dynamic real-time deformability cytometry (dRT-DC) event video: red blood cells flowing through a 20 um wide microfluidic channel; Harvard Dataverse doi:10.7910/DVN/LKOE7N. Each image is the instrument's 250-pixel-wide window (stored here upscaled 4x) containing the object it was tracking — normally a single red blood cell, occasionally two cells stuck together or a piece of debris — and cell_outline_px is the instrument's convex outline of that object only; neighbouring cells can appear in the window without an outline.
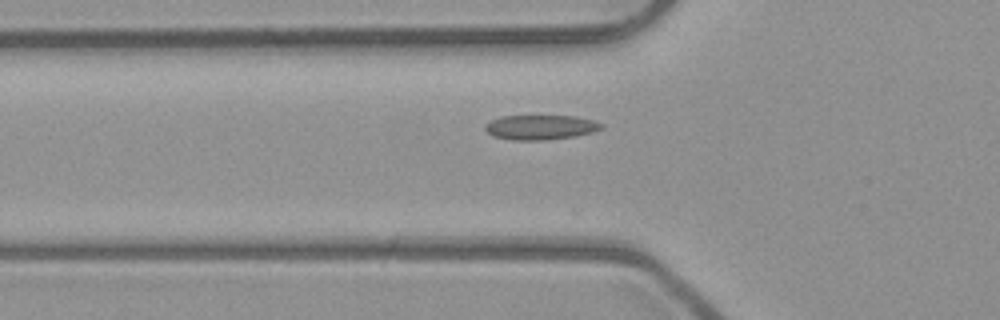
{"species": "common noctule bat (a hibernating species)", "species_latin": "Nyctalus noctula", "temperature_condition": "room temperature", "stored_images_in_passage": 32, "camera_frame_rate_fps": 3000, "um_per_image_px": 0.085, "animal": {"sex": "male", "body_mass_g": 23.1, "forearm_length_mm": 52.7}, "frame": {"image": 1, "passage_image": 3, "time_ms": 0.667, "image_size_px": [1000, 320], "cell_outline_px": [[604, 128], [592, 132], [572, 136], [544, 140], [512, 140], [492, 136], [484, 128], [484, 124], [500, 116], [576, 116], [592, 120], [604, 124]], "centroid_in_image_um": [45.92, 10.81], "position_along_channel_um": 79.9, "area_um2": 16.7}}
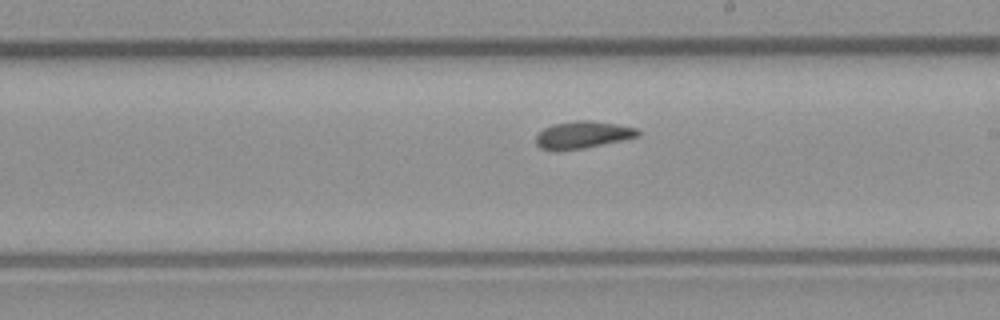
{"frame": {"image": 2, "passage_image": 15, "time_ms": 4.667, "image_size_px": [1000, 320], "cell_outline_px": [[640, 136], [584, 148], [540, 148], [536, 144], [536, 136], [544, 128], [552, 124], [576, 120], [592, 120], [616, 124], [636, 128], [640, 132]], "centroid_in_image_um": [49.57, 11.42], "position_along_channel_um": 239.4, "area_um2": 15.66}}
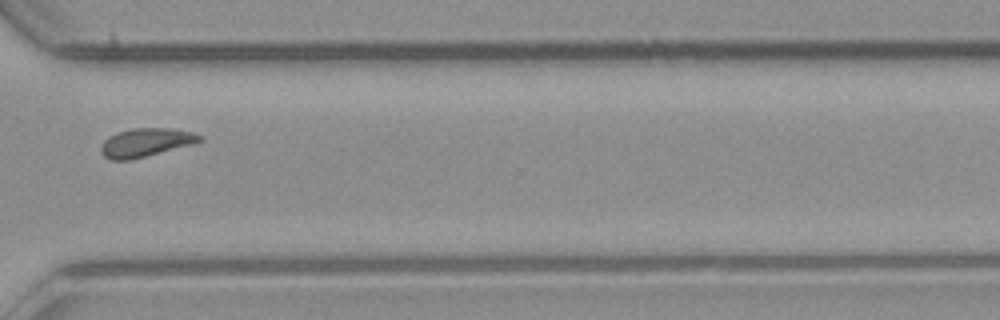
{"frame": {"image": 3, "passage_image": 24, "time_ms": 7.667, "image_size_px": [1000, 320], "cell_outline_px": [[204, 136], [200, 140], [188, 144], [144, 156], [128, 160], [112, 160], [104, 156], [100, 152], [100, 148], [104, 140], [108, 136], [116, 132], [132, 128], [176, 128], [192, 132]], "centroid_in_image_um": [12.32, 12.08], "position_along_channel_um": 358.3, "area_um2": 16.07}}